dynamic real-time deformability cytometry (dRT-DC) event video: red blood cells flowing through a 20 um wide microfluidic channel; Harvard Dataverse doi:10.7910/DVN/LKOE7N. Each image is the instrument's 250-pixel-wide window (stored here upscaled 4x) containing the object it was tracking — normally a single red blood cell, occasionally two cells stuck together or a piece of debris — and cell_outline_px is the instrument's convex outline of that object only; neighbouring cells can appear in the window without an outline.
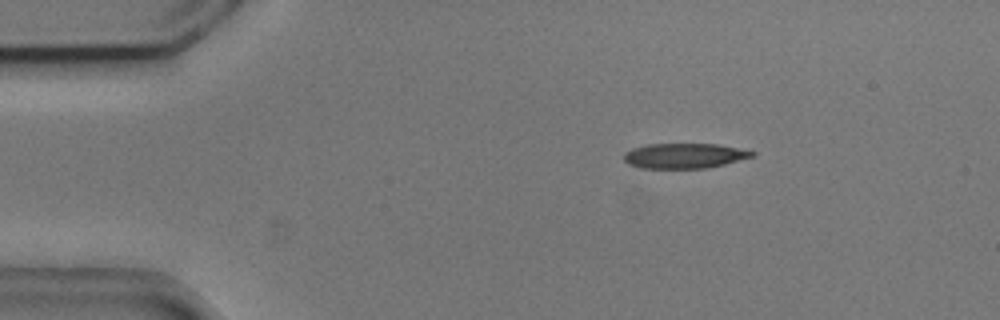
{"species": "common noctule bat (a hibernating species)", "species_latin": "Nyctalus noctula", "temperature_condition": "cold", "stored_images_in_passage": 3, "camera_frame_rate_fps": 3000, "um_per_image_px": 0.085, "animal": {"sex": "male", "body_mass_g": 20.5, "forearm_length_mm": 52.5}, "frame": {"image": 1, "passage_image": 1, "time_ms": 0.0, "image_size_px": [1000, 320], "cell_outline_px": [[756, 156], [708, 168], [640, 168], [628, 164], [624, 160], [624, 152], [632, 148], [648, 144], [720, 144], [756, 152]], "centroid_in_image_um": [58.18, 13.24], "position_along_channel_um": 26.8, "area_um2": 18.84}}